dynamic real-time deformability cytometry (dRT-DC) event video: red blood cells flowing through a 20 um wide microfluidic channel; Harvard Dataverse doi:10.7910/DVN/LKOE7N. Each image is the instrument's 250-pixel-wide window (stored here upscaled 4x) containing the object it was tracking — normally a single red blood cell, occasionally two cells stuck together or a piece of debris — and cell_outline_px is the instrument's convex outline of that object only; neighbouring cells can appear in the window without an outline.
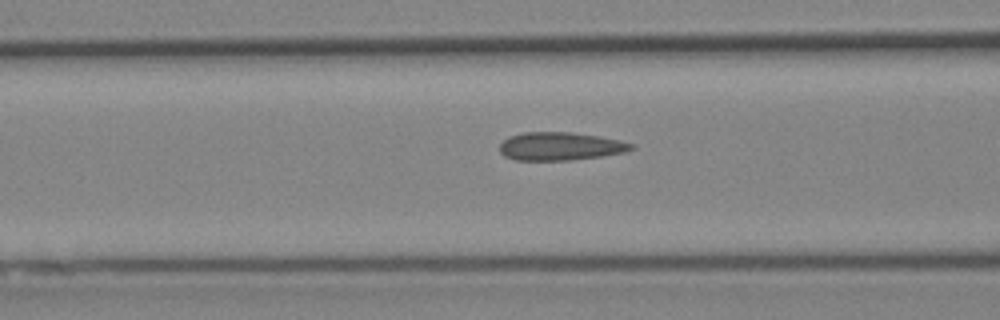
{"species": "Egyptian fruit bat (a non-hibernating species)", "species_latin": "Rousettus aegyptiacus", "temperature_condition": "cold", "stored_images_in_passage": 24, "camera_frame_rate_fps": 3000, "um_per_image_px": 0.085, "animal": {"sex": "female"}, "frame": {"image": 1, "passage_image": 7, "time_ms": 2.0, "image_size_px": [1000, 320], "cell_outline_px": [[636, 148], [624, 152], [600, 156], [572, 160], [516, 160], [504, 156], [500, 152], [500, 144], [508, 136], [524, 132], [568, 132], [600, 136], [620, 140], [636, 144]], "centroid_in_image_um": [47.64, 12.43], "position_along_channel_um": 119.0, "area_um2": 21.68}}
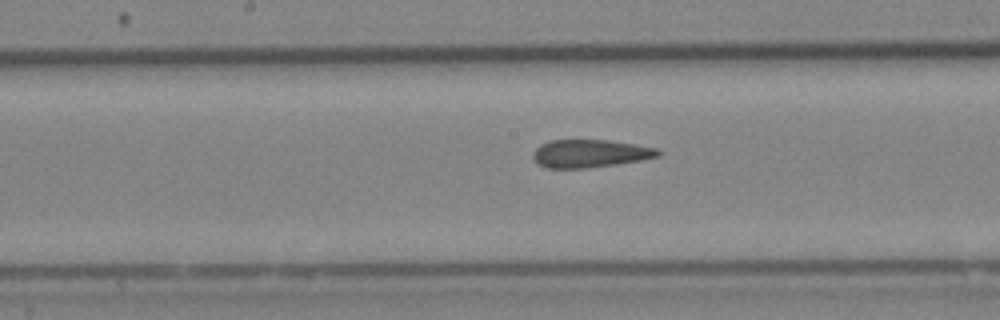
{"frame": {"image": 2, "passage_image": 13, "time_ms": 4.0, "image_size_px": [1000, 320], "cell_outline_px": [[664, 152], [660, 156], [640, 160], [616, 164], [588, 168], [544, 168], [532, 156], [532, 152], [540, 144], [552, 140], [608, 140], [656, 148]], "centroid_in_image_um": [50.15, 13.05], "position_along_channel_um": 198.0, "area_um2": 20.29}}
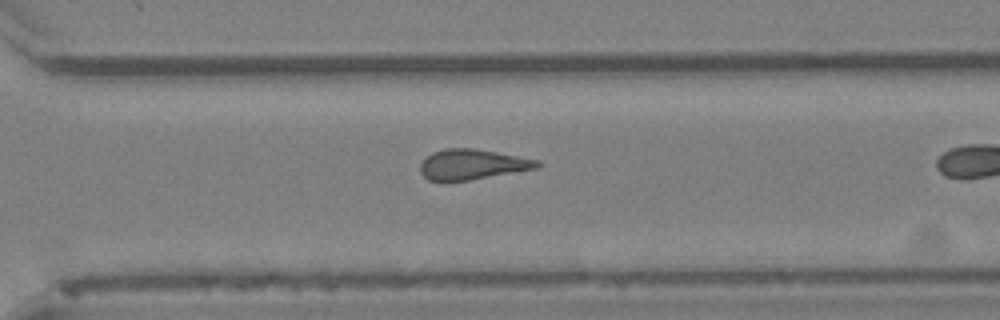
{"frame": {"image": 3, "passage_image": 23, "time_ms": 7.333, "image_size_px": [1000, 320], "cell_outline_px": [[544, 164], [540, 168], [448, 184], [428, 180], [420, 172], [420, 164], [432, 152], [444, 148], [472, 148], [496, 152], [540, 160]], "centroid_in_image_um": [40.15, 14.01], "position_along_channel_um": 330.4, "area_um2": 21.33}}